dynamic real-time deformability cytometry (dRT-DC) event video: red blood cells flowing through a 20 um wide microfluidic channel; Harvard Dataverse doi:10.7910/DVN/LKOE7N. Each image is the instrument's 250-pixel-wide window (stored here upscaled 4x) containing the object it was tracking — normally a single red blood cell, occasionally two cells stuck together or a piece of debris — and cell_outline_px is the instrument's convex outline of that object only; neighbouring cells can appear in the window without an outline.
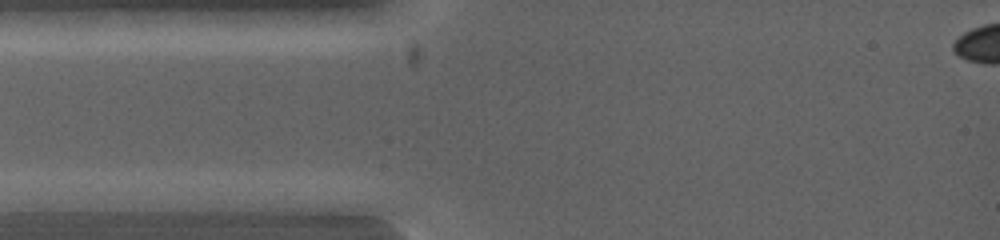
{"species": "common noctule bat (a hibernating species)", "species_latin": "Nyctalus noctula", "temperature_condition": "warm", "stored_images_in_passage": 5, "camera_frame_rate_fps": 5000, "um_per_image_px": 0.085, "animal": {"sex": "female", "body_mass_g": 19.0, "forearm_length_mm": 53.3}, "frame": {"image": 1, "passage_image": 2, "time_ms": 0.2, "image_size_px": [1000, 240], "cell_outline_px": [[124, 200], [116, 212], [20, 212], [12, 200], [96, 192], [112, 192]], "centroid_in_image_um": [6.11, 17.28], "position_along_channel_um": 78.9, "area_um2": 12.72}}